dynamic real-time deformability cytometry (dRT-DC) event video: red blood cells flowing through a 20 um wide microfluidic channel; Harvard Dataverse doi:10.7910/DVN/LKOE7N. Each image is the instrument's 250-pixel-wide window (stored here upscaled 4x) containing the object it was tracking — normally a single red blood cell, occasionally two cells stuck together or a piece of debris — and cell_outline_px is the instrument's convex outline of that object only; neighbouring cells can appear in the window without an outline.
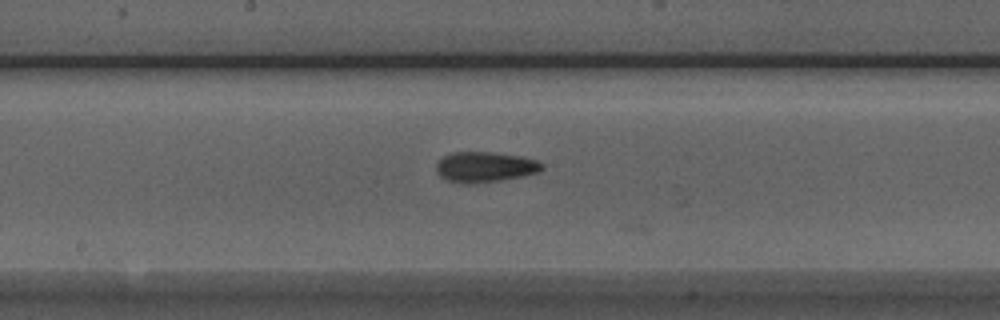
{"species": "Egyptian fruit bat (a non-hibernating species)", "species_latin": "Rousettus aegyptiacus", "temperature_condition": "room temperature", "stored_images_in_passage": 16, "camera_frame_rate_fps": 3000, "um_per_image_px": 0.085, "animal": {"sex": "male"}, "frame": {"image": 1, "passage_image": 14, "time_ms": 4.333, "image_size_px": [1000, 320], "cell_outline_px": [[544, 168], [540, 172], [524, 176], [500, 180], [472, 184], [468, 184], [444, 180], [436, 172], [436, 164], [444, 156], [452, 152], [492, 152], [524, 156], [536, 160], [544, 164]], "centroid_in_image_um": [41.24, 14.19], "position_along_channel_um": 207.0, "area_um2": 19.02}}